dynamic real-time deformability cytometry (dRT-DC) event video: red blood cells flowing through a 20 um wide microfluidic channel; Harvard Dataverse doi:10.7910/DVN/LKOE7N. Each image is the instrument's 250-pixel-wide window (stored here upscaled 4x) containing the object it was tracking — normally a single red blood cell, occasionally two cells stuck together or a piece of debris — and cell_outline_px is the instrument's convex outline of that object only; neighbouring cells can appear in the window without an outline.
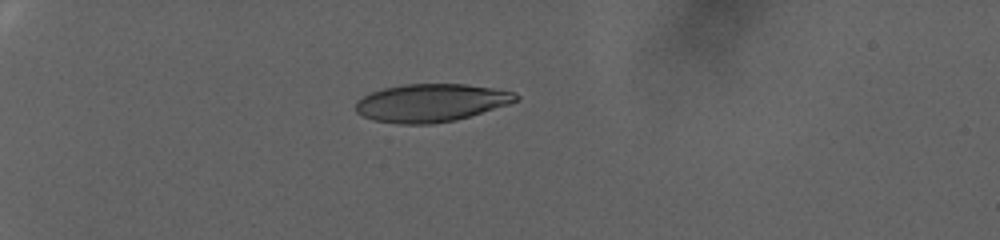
{"species": "human", "species_latin": "Homo sapiens", "temperature_condition": "warm", "stored_images_in_passage": 53, "camera_frame_rate_fps": 3000, "um_per_image_px": 0.085, "donor": {"sex": "female"}, "frame": {"image": 1, "passage_image": 1, "time_ms": 0.0, "image_size_px": [1000, 240], "cell_outline_px": [[520, 100], [508, 104], [456, 120], [432, 124], [400, 124], [372, 120], [356, 112], [356, 100], [372, 92], [384, 88], [404, 84], [468, 84], [516, 92], [520, 96]], "centroid_in_image_um": [36.65, 8.74], "position_along_channel_um": 48.3, "area_um2": 35.43}}
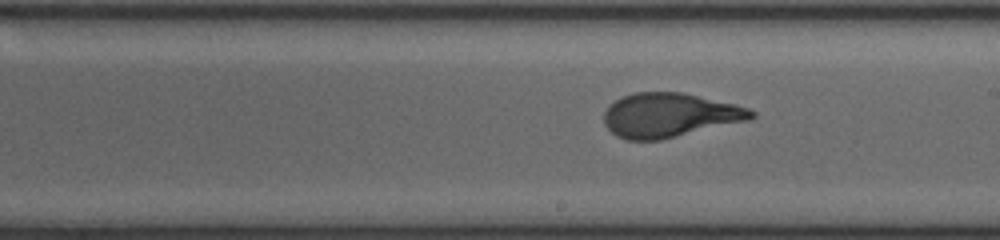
{"frame": {"image": 2, "passage_image": 29, "time_ms": 9.333, "image_size_px": [1000, 240], "cell_outline_px": [[756, 116], [752, 120], [660, 140], [628, 140], [616, 136], [604, 124], [604, 112], [616, 100], [624, 96], [636, 92], [684, 92], [736, 104], [748, 108], [756, 112]], "centroid_in_image_um": [56.97, 9.79], "position_along_channel_um": 232.0, "area_um2": 38.15}}
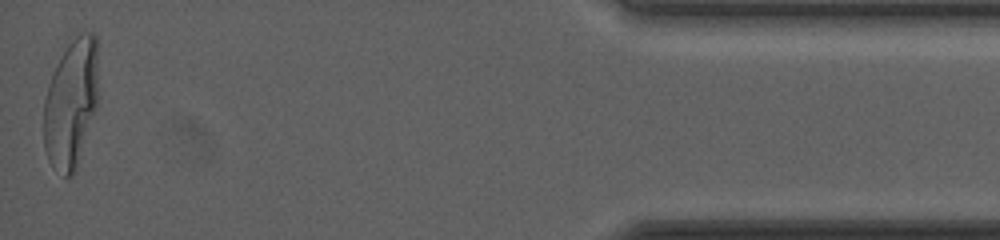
{"frame": {"image": 3, "passage_image": 53, "time_ms": 17.333, "image_size_px": [1000, 240], "cell_outline_px": [[100, 96], [76, 172], [72, 176], [64, 176], [52, 168], [48, 160], [44, 148], [44, 100], [48, 84], [52, 72], [68, 36], [80, 32], [92, 32], [96, 36]], "centroid_in_image_um": [6.06, 8.71], "position_along_channel_um": 429.1, "area_um2": 42.77}, "authors_computed_cell_mechanics": {"area_um2": 38.0324, "velocity_mm_per_s": 2.4987, "shape_relaxation_time_tau1_ms": 9.8045, "shape_relaxation_time_tau2_ms": null, "deformation_change_tau1": 0.3054, "deformation_change_tau2": null}}